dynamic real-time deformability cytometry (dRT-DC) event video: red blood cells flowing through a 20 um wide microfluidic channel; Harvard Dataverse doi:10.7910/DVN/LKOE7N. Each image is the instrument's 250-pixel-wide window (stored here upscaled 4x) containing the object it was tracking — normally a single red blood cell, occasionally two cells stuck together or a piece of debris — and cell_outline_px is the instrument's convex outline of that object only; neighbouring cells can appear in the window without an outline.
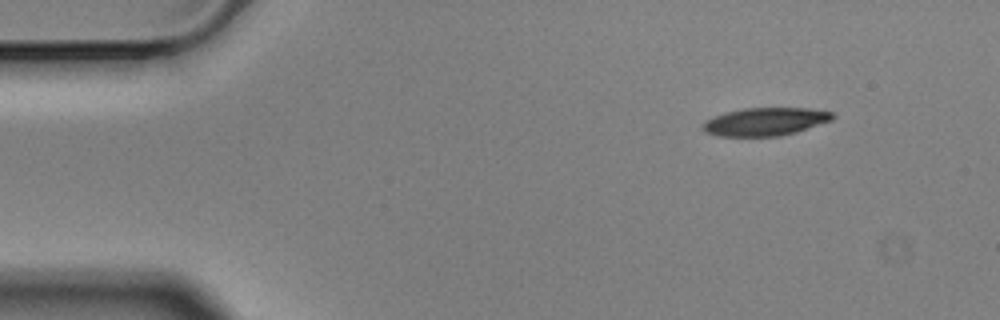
{"species": "Egyptian fruit bat (a non-hibernating species)", "species_latin": "Rousettus aegyptiacus", "temperature_condition": "cold", "stored_images_in_passage": 4, "camera_frame_rate_fps": 3000, "um_per_image_px": 0.085, "animal": {"sex": "male"}, "frame": {"image": 1, "passage_image": 1, "time_ms": 0.0, "image_size_px": [1000, 320], "cell_outline_px": [[836, 116], [832, 120], [796, 132], [780, 136], [716, 136], [704, 132], [700, 128], [708, 120], [716, 116], [728, 112], [744, 108], [808, 108], [832, 112]], "centroid_in_image_um": [65.06, 10.35], "position_along_channel_um": 19.9, "area_um2": 21.04}}
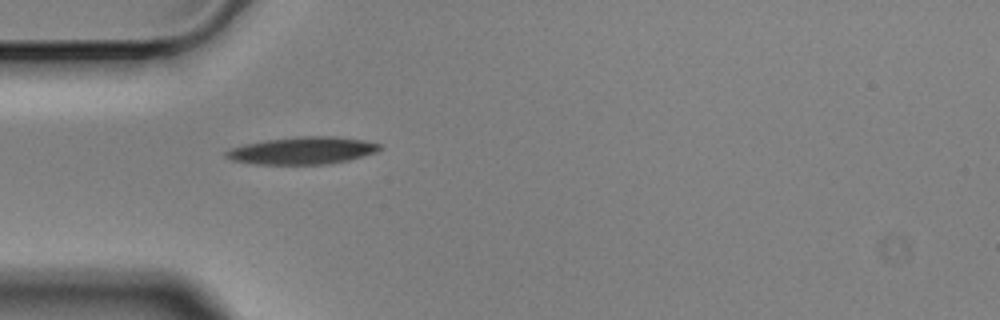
{"frame": {"image": 2, "passage_image": 4, "time_ms": 1.0, "image_size_px": [1000, 320], "cell_outline_px": [[384, 148], [376, 152], [348, 160], [332, 164], [256, 164], [232, 160], [224, 156], [224, 152], [232, 148], [244, 144], [264, 140], [296, 136], [332, 136], [364, 140], [380, 144]], "centroid_in_image_um": [25.72, 12.79], "position_along_channel_um": 59.3, "area_um2": 24.57}}